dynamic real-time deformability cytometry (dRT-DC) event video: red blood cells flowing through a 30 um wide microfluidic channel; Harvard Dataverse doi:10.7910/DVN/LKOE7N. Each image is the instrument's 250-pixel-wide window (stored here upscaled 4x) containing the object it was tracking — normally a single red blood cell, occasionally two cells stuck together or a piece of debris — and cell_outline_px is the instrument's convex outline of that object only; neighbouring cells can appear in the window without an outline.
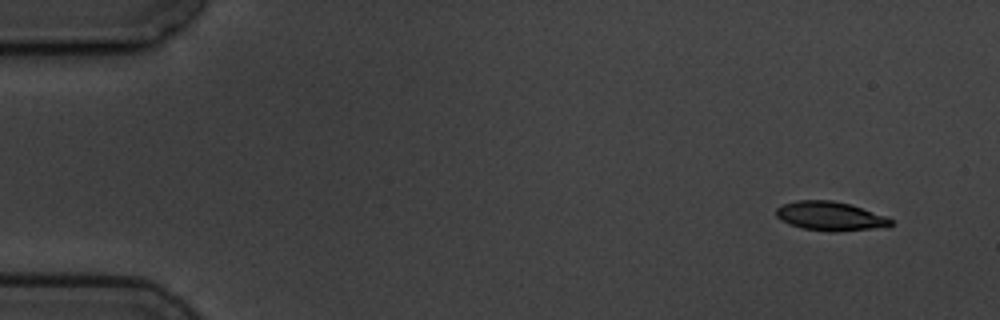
{"species": "common noctule bat (a hibernating species)", "species_latin": "Nyctalus noctula", "temperature_condition": "cold", "stored_images_in_passage": 5, "camera_frame_rate_fps": 3000, "um_per_image_px": 0.085, "animal": {"sex": "male", "body_mass_g": 19.5, "forearm_length_mm": 54.6}, "frame": {"image": 1, "passage_image": 1, "time_ms": 0.0, "image_size_px": [1000, 320], "cell_outline_px": [[892, 224], [888, 228], [836, 232], [832, 232], [800, 228], [788, 224], [780, 220], [776, 216], [776, 208], [780, 204], [796, 200], [832, 200], [848, 204], [888, 216], [892, 220]], "centroid_in_image_um": [70.58, 18.39], "position_along_channel_um": 14.4, "area_um2": 19.88}}
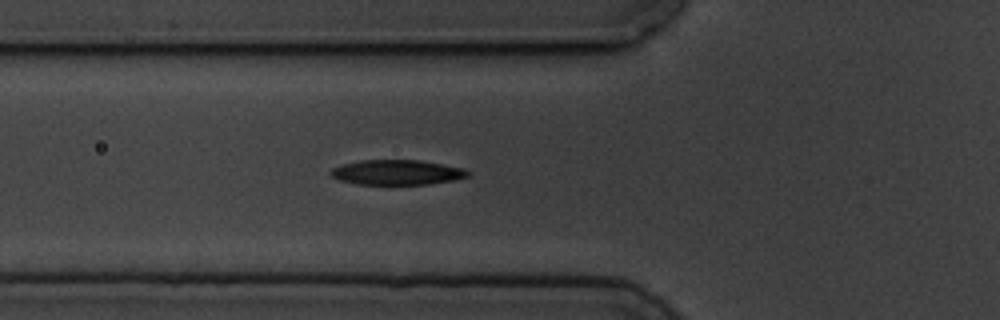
{"frame": {"image": 2, "passage_image": 5, "time_ms": 5.333, "image_size_px": [1000, 320], "cell_outline_px": [[472, 172], [468, 176], [452, 180], [428, 184], [356, 184], [340, 180], [332, 176], [328, 172], [332, 168], [340, 164], [360, 160], [420, 160], [464, 168]], "centroid_in_image_um": [33.72, 14.64], "position_along_channel_um": 92.1, "area_um2": 20.0}}